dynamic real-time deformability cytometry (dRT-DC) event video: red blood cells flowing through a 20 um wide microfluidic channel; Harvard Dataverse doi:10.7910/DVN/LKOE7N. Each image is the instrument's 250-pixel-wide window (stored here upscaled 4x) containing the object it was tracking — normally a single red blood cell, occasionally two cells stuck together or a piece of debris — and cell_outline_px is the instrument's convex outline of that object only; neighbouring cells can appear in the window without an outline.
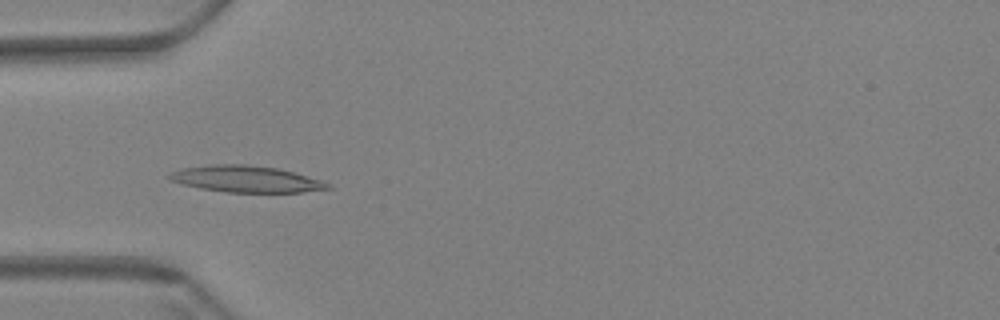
{"species": "Egyptian fruit bat (a non-hibernating species)", "species_latin": "Rousettus aegyptiacus", "temperature_condition": "warm", "stored_images_in_passage": 56, "camera_frame_rate_fps": 3000, "um_per_image_px": 0.085, "animal": {"sex": "female"}, "frame": {"image": 1, "passage_image": 15, "time_ms": 4.667, "image_size_px": [1000, 320], "cell_outline_px": [[332, 188], [304, 192], [228, 192], [200, 188], [180, 184], [172, 180], [168, 176], [168, 172], [180, 168], [212, 164], [244, 164], [276, 168], [324, 180], [332, 184]], "centroid_in_image_um": [20.92, 15.21], "position_along_channel_um": 64.1, "area_um2": 24.57}}
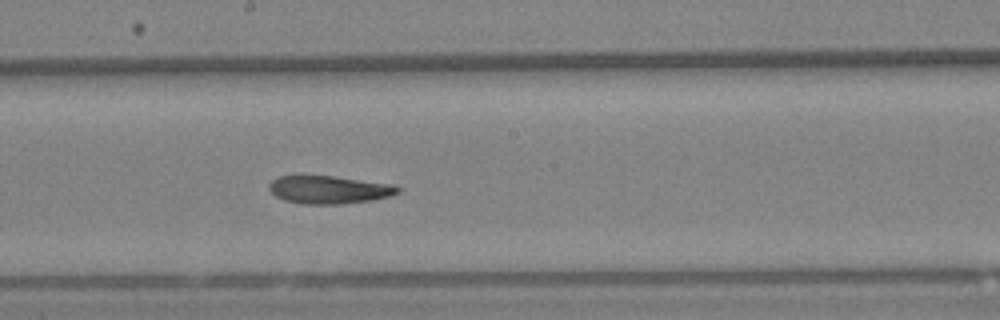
{"frame": {"image": 2, "passage_image": 29, "time_ms": 9.333, "image_size_px": [1000, 320], "cell_outline_px": [[400, 192], [388, 196], [372, 200], [336, 204], [304, 204], [284, 200], [276, 196], [268, 188], [268, 184], [272, 180], [280, 176], [336, 176], [392, 184], [400, 188]], "centroid_in_image_um": [27.96, 16.12], "position_along_channel_um": 220.2, "area_um2": 20.81}}
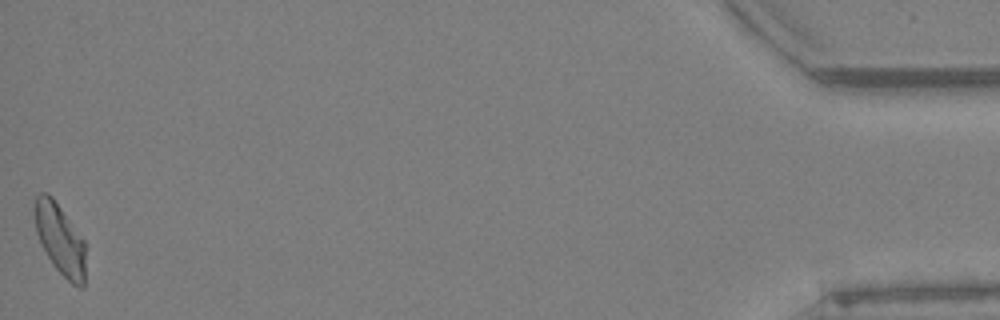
{"frame": {"image": 3, "passage_image": 56, "time_ms": 18.333, "image_size_px": [1000, 320], "cell_outline_px": [[84, 288], [80, 288], [72, 284], [56, 268], [40, 244], [36, 232], [36, 196], [40, 192], [48, 192], [52, 196], [84, 240]], "centroid_in_image_um": [5.11, 20.34], "position_along_channel_um": 430.1, "area_um2": 20.52}, "authors_computed_cell_mechanics": {"area_um2": 21.5883, "velocity_mm_per_s": 3.3895, "shape_relaxation_time_tau1_ms": null, "shape_relaxation_time_tau2_ms": 4.4943, "deformation_change_tau1": null, "deformation_change_tau2": 0.1351}}